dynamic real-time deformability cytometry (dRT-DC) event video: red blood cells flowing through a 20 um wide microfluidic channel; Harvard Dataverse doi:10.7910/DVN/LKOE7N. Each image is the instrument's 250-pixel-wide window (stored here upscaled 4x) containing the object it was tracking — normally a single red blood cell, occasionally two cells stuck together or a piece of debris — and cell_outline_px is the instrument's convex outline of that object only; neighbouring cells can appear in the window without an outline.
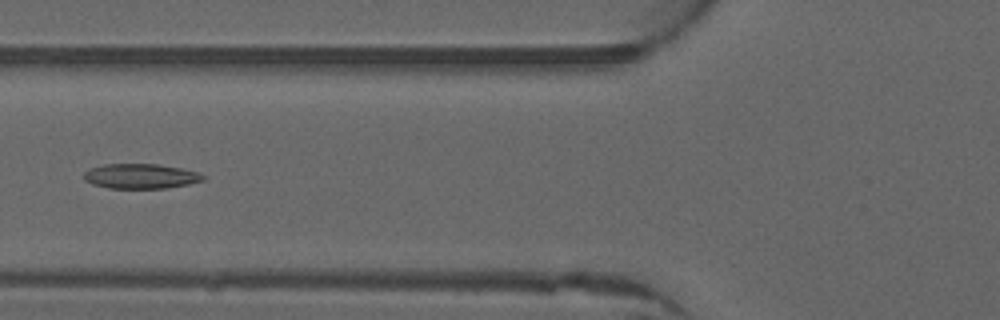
{"species": "common noctule bat (a hibernating species)", "species_latin": "Nyctalus noctula", "temperature_condition": "warm", "stored_images_in_passage": 51, "camera_frame_rate_fps": 3000, "um_per_image_px": 0.085, "animal": {"sex": "male", "forearm_length_mm": 52.5}, "frame": {"image": 1, "passage_image": 20, "time_ms": 6.333, "image_size_px": [1000, 320], "cell_outline_px": [[208, 176], [204, 180], [188, 184], [168, 188], [108, 188], [92, 184], [84, 180], [84, 172], [88, 168], [104, 164], [160, 164], [180, 168], [196, 172]], "centroid_in_image_um": [11.94, 14.97], "position_along_channel_um": 113.9, "area_um2": 17.4}}
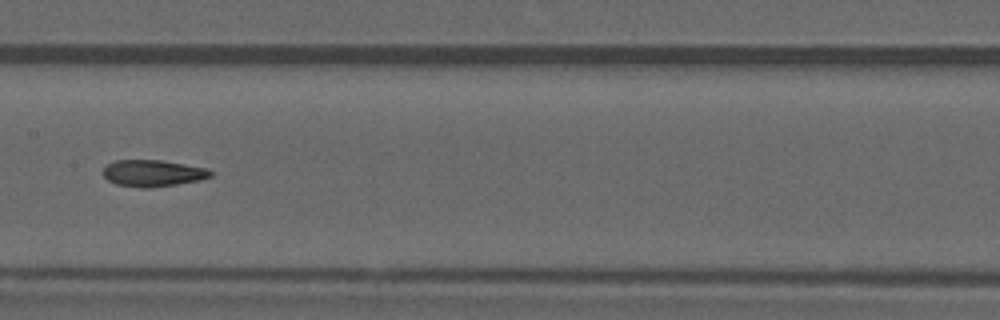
{"frame": {"image": 2, "passage_image": 26, "time_ms": 8.333, "image_size_px": [1000, 320], "cell_outline_px": [[216, 172], [212, 176], [200, 180], [152, 188], [140, 188], [116, 184], [108, 180], [104, 176], [104, 168], [108, 164], [116, 160], [160, 160], [208, 168]], "centroid_in_image_um": [13.04, 14.73], "position_along_channel_um": 194.4, "area_um2": 16.76}}
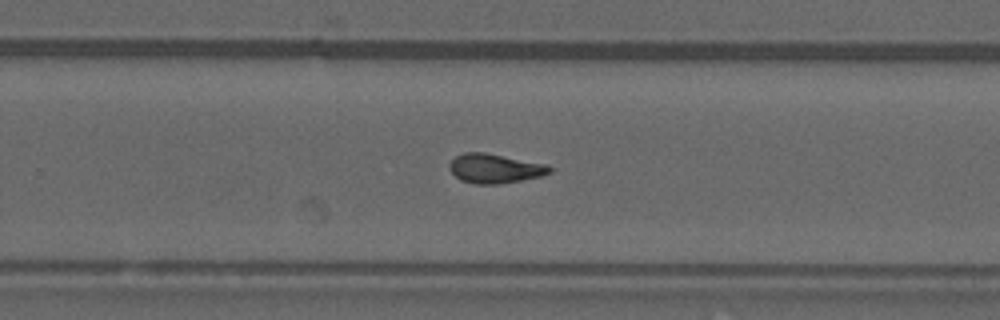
{"frame": {"image": 3, "passage_image": 33, "time_ms": 10.667, "image_size_px": [1000, 320], "cell_outline_px": [[552, 172], [540, 176], [500, 184], [476, 184], [460, 180], [448, 168], [448, 164], [456, 156], [464, 152], [484, 152], [548, 164], [552, 168]], "centroid_in_image_um": [42.06, 14.31], "position_along_channel_um": 287.7, "area_um2": 17.17}, "authors_computed_cell_mechanics": {"area_um2": 17.051, "velocity_mm_per_s": 4.0294, "shape_relaxation_time_tau1_ms": null, "shape_relaxation_time_tau2_ms": 2.5786, "deformation_change_tau1": null, "deformation_change_tau2": 0.1106}}